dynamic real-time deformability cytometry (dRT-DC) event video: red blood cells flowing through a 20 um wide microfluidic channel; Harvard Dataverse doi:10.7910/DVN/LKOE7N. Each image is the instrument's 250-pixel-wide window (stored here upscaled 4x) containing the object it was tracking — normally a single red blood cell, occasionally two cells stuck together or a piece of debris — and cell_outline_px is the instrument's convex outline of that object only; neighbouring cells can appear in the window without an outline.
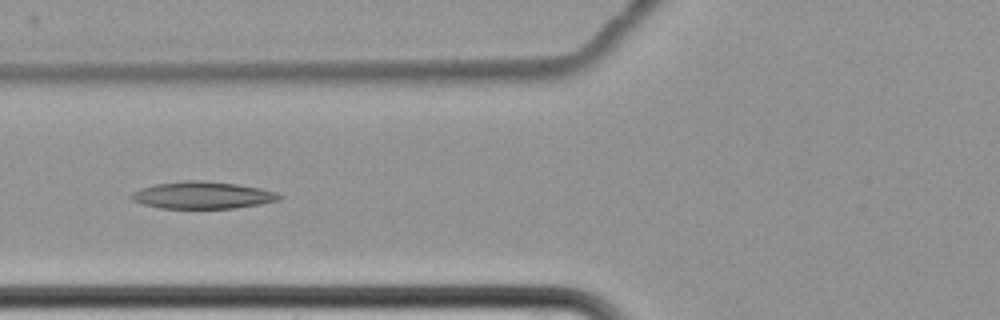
{"species": "common noctule bat (a hibernating species)", "species_latin": "Nyctalus noctula", "temperature_condition": "cold", "stored_images_in_passage": 7, "camera_frame_rate_fps": 3000, "um_per_image_px": 0.085, "animal": {"sex": "female", "body_mass_g": 22.7, "forearm_length_mm": 54.2}, "frame": {"image": 1, "passage_image": 7, "time_ms": 7.667, "image_size_px": [1000, 320], "cell_outline_px": [[284, 196], [280, 200], [260, 204], [236, 208], [160, 208], [144, 204], [132, 200], [128, 196], [132, 192], [140, 188], [156, 184], [188, 180], [200, 180], [236, 184], [260, 188], [276, 192]], "centroid_in_image_um": [17.22, 16.59], "position_along_channel_um": 108.6, "area_um2": 23.35}}